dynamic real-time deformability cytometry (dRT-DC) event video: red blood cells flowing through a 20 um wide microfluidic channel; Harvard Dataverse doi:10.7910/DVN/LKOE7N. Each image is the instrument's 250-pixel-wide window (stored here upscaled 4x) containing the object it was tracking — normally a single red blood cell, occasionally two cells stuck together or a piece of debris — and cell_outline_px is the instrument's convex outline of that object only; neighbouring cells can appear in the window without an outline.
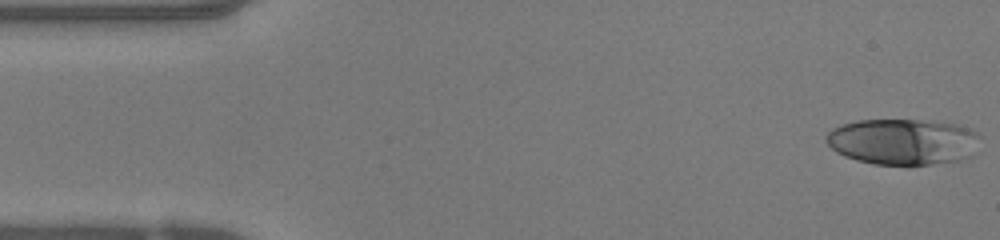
{"species": "human", "species_latin": "Homo sapiens", "temperature_condition": "warm", "stored_images_in_passage": 48, "camera_frame_rate_fps": 3000, "um_per_image_px": 0.085, "donor": {"sex": "female"}, "frame": {"image": 1, "passage_image": 1, "time_ms": 0.0, "image_size_px": [1000, 240], "cell_outline_px": [[980, 136], [972, 156], [960, 160], [932, 164], [872, 164], [856, 160], [844, 156], [836, 152], [824, 140], [828, 132], [832, 128], [856, 120], [920, 120], [956, 124], [968, 128], [976, 132]], "centroid_in_image_um": [76.73, 12.04], "position_along_channel_um": 8.3, "area_um2": 41.27}}
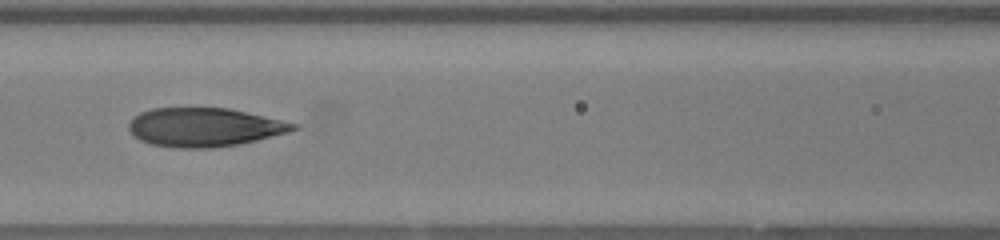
{"frame": {"image": 2, "passage_image": 20, "time_ms": 6.333, "image_size_px": [1000, 240], "cell_outline_px": [[300, 128], [288, 132], [240, 144], [212, 148], [176, 148], [152, 144], [140, 140], [128, 128], [128, 124], [140, 112], [152, 108], [228, 108], [296, 124]], "centroid_in_image_um": [17.35, 10.82], "position_along_channel_um": 149.3, "area_um2": 36.7}}
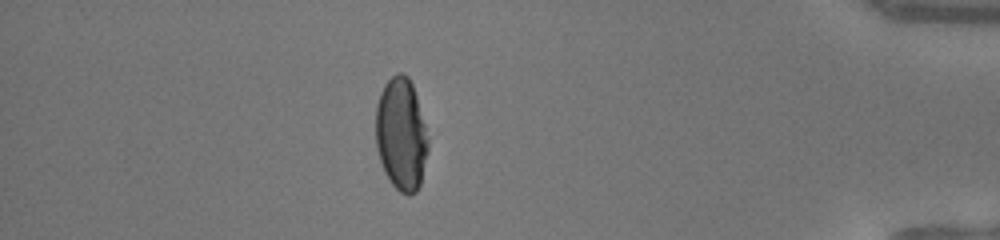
{"frame": {"image": 3, "passage_image": 42, "time_ms": 13.667, "image_size_px": [1000, 240], "cell_outline_px": [[428, 152], [420, 184], [416, 192], [408, 196], [400, 192], [392, 184], [384, 172], [376, 148], [376, 104], [380, 92], [384, 84], [396, 72], [404, 72], [408, 76], [412, 84], [416, 96], [424, 124], [428, 140]], "centroid_in_image_um": [34.09, 11.41], "position_along_channel_um": 401.1, "area_um2": 34.45}, "authors_computed_cell_mechanics": {"area_um2": 37.1076, "velocity_mm_per_s": 4.1186, "shape_relaxation_time_tau1_ms": 8.1216, "shape_relaxation_time_tau2_ms": 1.337, "deformation_change_tau1": 0.3077, "deformation_change_tau2": 0.0839}}